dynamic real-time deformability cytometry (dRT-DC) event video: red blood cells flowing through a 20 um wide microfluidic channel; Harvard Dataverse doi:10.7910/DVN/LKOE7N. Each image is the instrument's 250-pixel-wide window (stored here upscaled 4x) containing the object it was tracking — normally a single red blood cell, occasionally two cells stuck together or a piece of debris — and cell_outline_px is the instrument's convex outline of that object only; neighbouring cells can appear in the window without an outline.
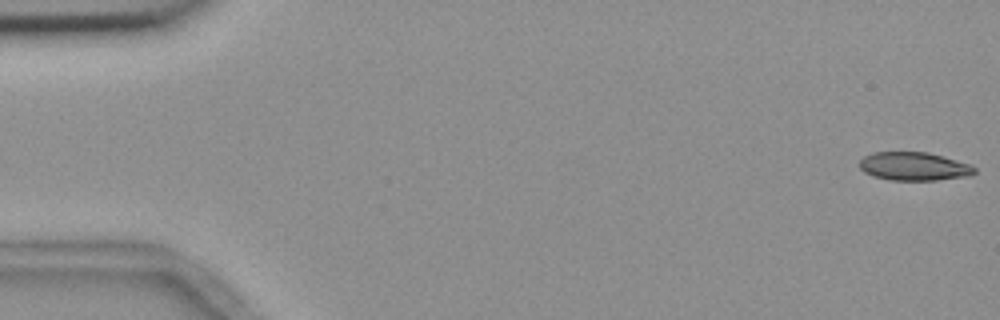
{"species": "common noctule bat (a hibernating species)", "species_latin": "Nyctalus noctula", "temperature_condition": "room temperature", "stored_images_in_passage": 55, "camera_frame_rate_fps": 3000, "um_per_image_px": 0.085, "animal": {"sex": "female", "body_mass_g": 18.4}, "frame": {"image": 1, "passage_image": 1, "time_ms": 0.0, "image_size_px": [1000, 320], "cell_outline_px": [[976, 172], [968, 176], [936, 180], [888, 180], [872, 176], [864, 172], [860, 168], [860, 160], [864, 156], [872, 152], [928, 152], [944, 156], [972, 164], [976, 168]], "centroid_in_image_um": [77.7, 14.14], "position_along_channel_um": 7.3, "area_um2": 19.25}}
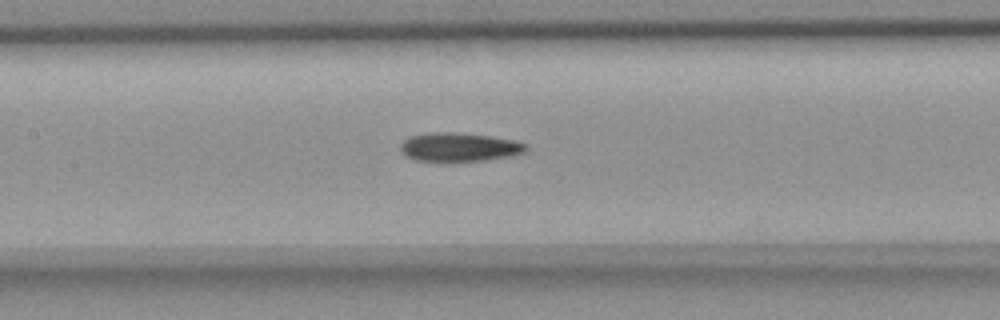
{"frame": {"image": 2, "passage_image": 26, "time_ms": 8.333, "image_size_px": [1000, 320], "cell_outline_px": [[528, 148], [524, 152], [508, 156], [484, 160], [416, 160], [408, 156], [400, 148], [400, 144], [408, 136], [432, 132], [448, 132], [488, 136], [516, 140], [528, 144]], "centroid_in_image_um": [39.05, 12.48], "position_along_channel_um": 168.3, "area_um2": 20.52}}
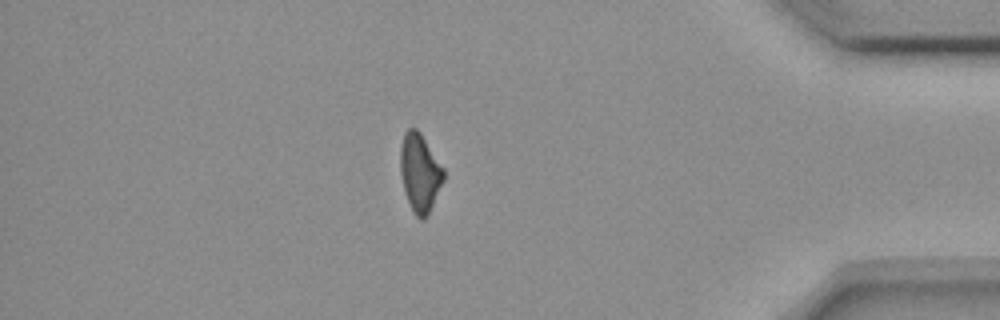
{"frame": {"image": 3, "passage_image": 48, "time_ms": 15.667, "image_size_px": [1000, 320], "cell_outline_px": [[444, 180], [428, 216], [424, 220], [420, 220], [412, 212], [404, 192], [400, 172], [400, 148], [404, 132], [408, 128], [416, 128], [420, 132], [444, 168]], "centroid_in_image_um": [35.68, 14.71], "position_along_channel_um": 399.5, "area_um2": 20.0}, "authors_computed_cell_mechanics": {"area_um2": 20.2878, "velocity_mm_per_s": 3.6557, "shape_relaxation_time_tau1_ms": 9.7536, "shape_relaxation_time_tau2_ms": 6.4177, "deformation_change_tau1": 0.2096, "deformation_change_tau2": 0.1596}}